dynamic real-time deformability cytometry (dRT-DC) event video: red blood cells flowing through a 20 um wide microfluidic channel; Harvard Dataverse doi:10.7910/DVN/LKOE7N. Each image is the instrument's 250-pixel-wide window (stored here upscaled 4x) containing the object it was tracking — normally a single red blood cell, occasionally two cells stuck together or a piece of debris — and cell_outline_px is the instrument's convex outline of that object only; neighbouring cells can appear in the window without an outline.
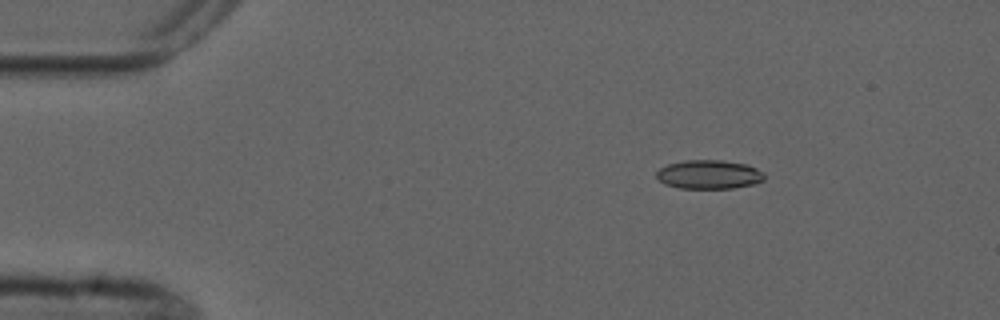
{"species": "common noctule bat (a hibernating species)", "species_latin": "Nyctalus noctula", "temperature_condition": "cold", "stored_images_in_passage": 3, "camera_frame_rate_fps": 3000, "um_per_image_px": 0.085, "animal": {"sex": "male", "forearm_length_mm": 52.5}, "frame": {"image": 1, "passage_image": 1, "time_ms": 0.0, "image_size_px": [1000, 320], "cell_outline_px": [[764, 180], [756, 184], [732, 188], [680, 188], [664, 184], [656, 176], [656, 172], [660, 168], [668, 164], [684, 160], [720, 160], [748, 164], [764, 172]], "centroid_in_image_um": [60.29, 14.83], "position_along_channel_um": 24.7, "area_um2": 18.26}}